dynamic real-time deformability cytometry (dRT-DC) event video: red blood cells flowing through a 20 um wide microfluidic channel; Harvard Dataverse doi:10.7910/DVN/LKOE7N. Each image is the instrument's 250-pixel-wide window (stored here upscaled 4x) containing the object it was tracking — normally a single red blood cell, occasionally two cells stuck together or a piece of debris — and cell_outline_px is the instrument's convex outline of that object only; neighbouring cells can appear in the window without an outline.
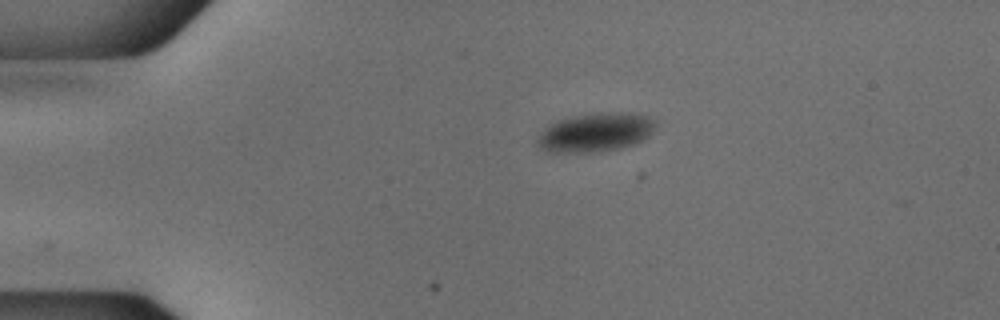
{"species": "common noctule bat (a hibernating species)", "species_latin": "Nyctalus noctula", "temperature_condition": "cold", "stored_images_in_passage": 43, "camera_frame_rate_fps": 3000, "um_per_image_px": 0.085, "animal": {"sex": "male", "body_mass_g": 18.8}, "frame": {"image": 1, "passage_image": 1, "time_ms": 0.0, "image_size_px": [1000, 320], "cell_outline_px": [[656, 124], [648, 136], [632, 144], [600, 152], [548, 152], [536, 144], [536, 140], [544, 128], [560, 120], [572, 116], [600, 112], [624, 112], [648, 116], [656, 120]], "centroid_in_image_um": [50.61, 11.24], "position_along_channel_um": 34.4, "area_um2": 26.47}}
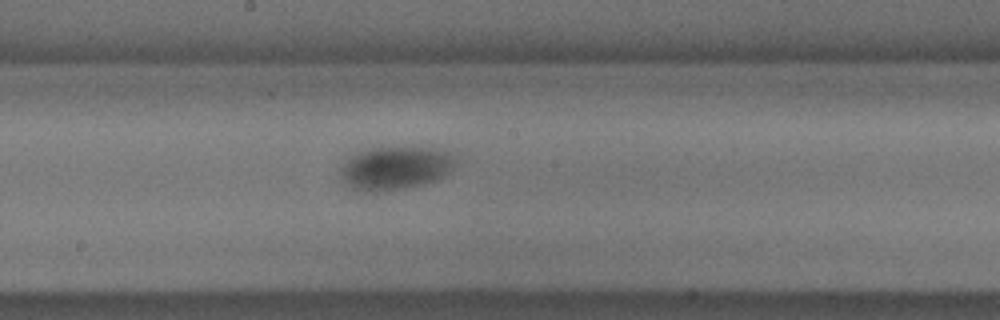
{"frame": {"image": 2, "passage_image": 19, "time_ms": 6.0, "image_size_px": [1000, 320], "cell_outline_px": [[460, 156], [456, 164], [444, 176], [436, 180], [420, 184], [380, 192], [364, 192], [352, 188], [344, 180], [340, 172], [340, 168], [352, 156], [360, 152], [372, 148], [428, 148], [452, 152]], "centroid_in_image_um": [33.67, 14.28], "position_along_channel_um": 214.5, "area_um2": 28.67}}
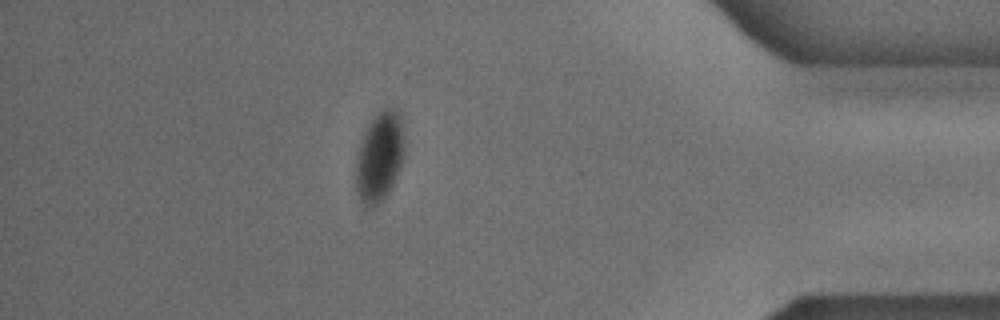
{"frame": {"image": 3, "passage_image": 37, "time_ms": 12.0, "image_size_px": [1000, 320], "cell_outline_px": [[404, 160], [388, 192], [376, 204], [368, 208], [360, 200], [356, 188], [356, 160], [360, 144], [372, 120], [384, 108], [392, 108], [400, 112], [404, 140]], "centroid_in_image_um": [32.28, 13.32], "position_along_channel_um": 402.9, "area_um2": 24.85}}